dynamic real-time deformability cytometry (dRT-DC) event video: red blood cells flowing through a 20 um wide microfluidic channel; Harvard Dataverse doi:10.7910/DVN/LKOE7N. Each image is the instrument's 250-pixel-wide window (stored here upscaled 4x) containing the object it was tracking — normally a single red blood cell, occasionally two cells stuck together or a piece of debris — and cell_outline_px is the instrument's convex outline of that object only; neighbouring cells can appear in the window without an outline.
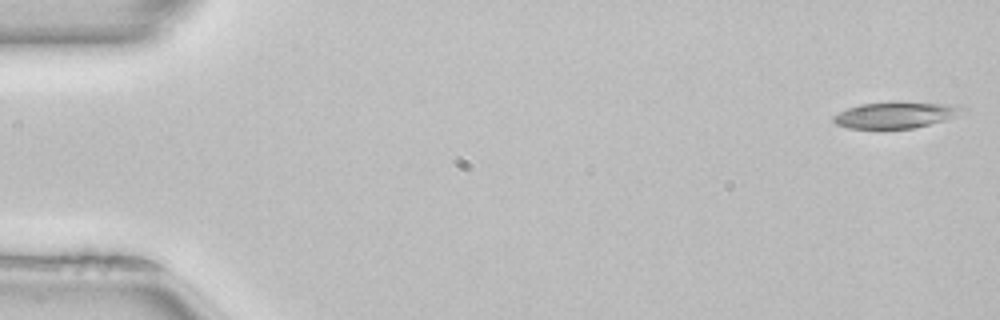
{"species": "common noctule bat (a hibernating species)", "species_latin": "Nyctalus noctula", "temperature_condition": "room temperature", "stored_images_in_passage": 50, "camera_frame_rate_fps": 3000, "um_per_image_px": 0.085, "animal": {"sex": "female", "body_mass_g": 22.7, "forearm_length_mm": 54.2}, "frame": {"image": 1, "passage_image": 1, "time_ms": 0.0, "image_size_px": [1000, 320], "cell_outline_px": [[968, 112], [948, 120], [916, 128], [880, 132], [848, 128], [836, 124], [832, 120], [832, 116], [848, 108], [860, 104], [896, 100], [960, 104], [968, 108]], "centroid_in_image_um": [76.23, 9.79], "position_along_channel_um": 8.8, "area_um2": 21.79}}
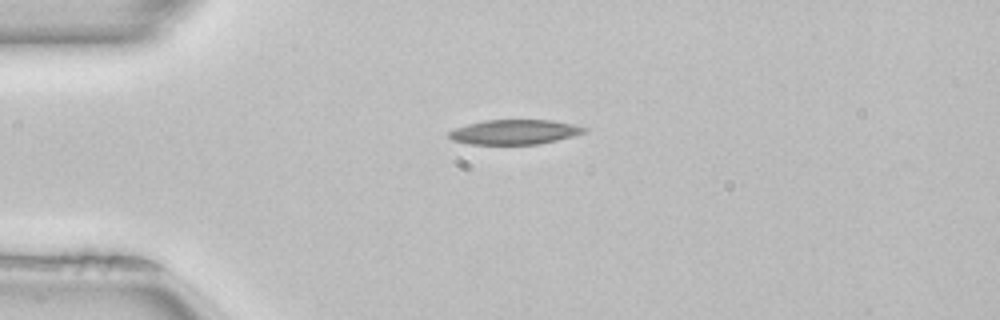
{"frame": {"image": 2, "passage_image": 12, "time_ms": 3.667, "image_size_px": [1000, 320], "cell_outline_px": [[588, 132], [540, 144], [468, 144], [452, 140], [448, 136], [448, 132], [456, 128], [468, 124], [484, 120], [548, 120], [572, 124], [588, 128]], "centroid_in_image_um": [43.73, 11.22], "position_along_channel_um": 41.3, "area_um2": 19.42}}
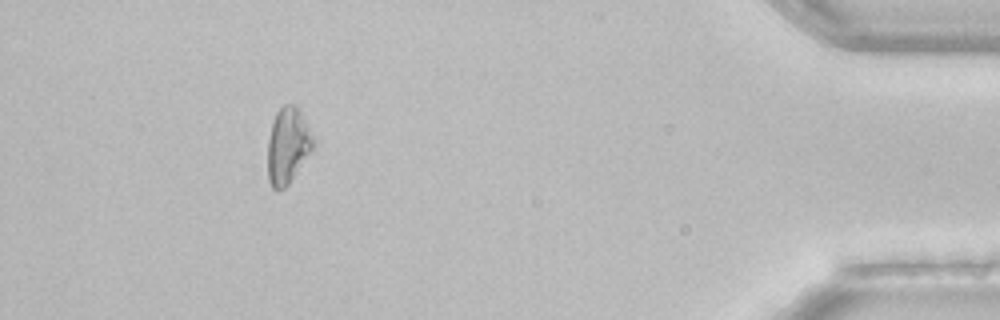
{"frame": {"image": 3, "passage_image": 46, "time_ms": 15.0, "image_size_px": [1000, 320], "cell_outline_px": [[316, 144], [288, 184], [284, 188], [276, 192], [272, 188], [268, 180], [268, 140], [272, 124], [276, 112], [284, 104], [296, 104], [300, 108], [316, 140]], "centroid_in_image_um": [24.48, 12.35], "position_along_channel_um": 410.7, "area_um2": 20.46}}